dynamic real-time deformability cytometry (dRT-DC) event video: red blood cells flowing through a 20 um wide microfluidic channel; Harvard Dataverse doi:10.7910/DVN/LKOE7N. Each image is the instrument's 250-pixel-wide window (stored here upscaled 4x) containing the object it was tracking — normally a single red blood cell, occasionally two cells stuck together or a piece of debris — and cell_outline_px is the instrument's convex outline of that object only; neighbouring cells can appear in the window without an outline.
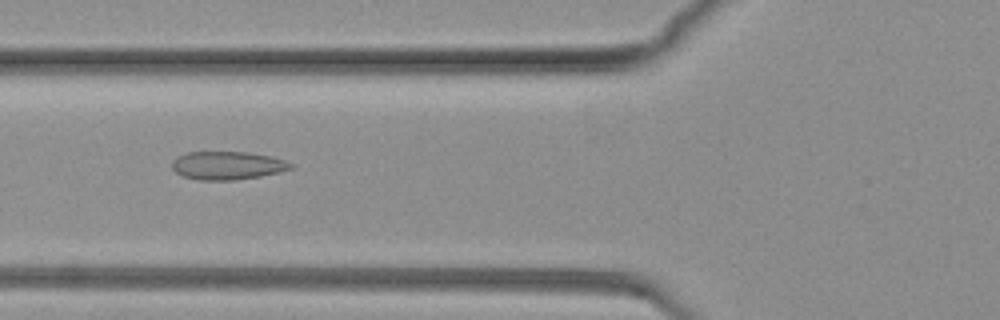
{"species": "common noctule bat (a hibernating species)", "species_latin": "Nyctalus noctula", "temperature_condition": "warm", "stored_images_in_passage": 74, "camera_frame_rate_fps": 3000, "um_per_image_px": 0.085, "animal": {"sex": "female", "body_mass_g": 19.3, "forearm_length_mm": 54.1}, "frame": {"image": 1, "passage_image": 28, "time_ms": 9.0, "image_size_px": [1000, 320], "cell_outline_px": [[292, 168], [280, 172], [260, 176], [236, 180], [200, 180], [184, 176], [176, 172], [172, 168], [172, 160], [176, 156], [188, 152], [244, 152], [272, 156], [284, 160], [292, 164]], "centroid_in_image_um": [19.31, 14.06], "position_along_channel_um": 106.5, "area_um2": 19.48}}
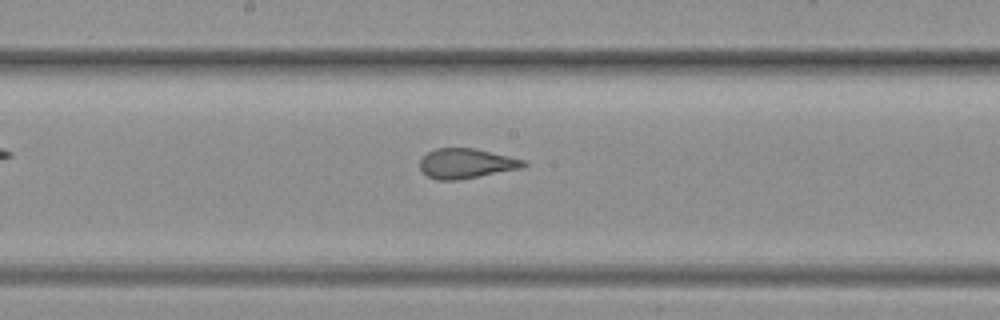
{"frame": {"image": 2, "passage_image": 40, "time_ms": 13.0, "image_size_px": [1000, 320], "cell_outline_px": [[528, 164], [524, 168], [456, 180], [436, 180], [428, 176], [420, 168], [420, 160], [428, 152], [436, 148], [472, 148], [508, 156], [524, 160]], "centroid_in_image_um": [39.63, 13.9], "position_along_channel_um": 208.6, "area_um2": 17.86}}
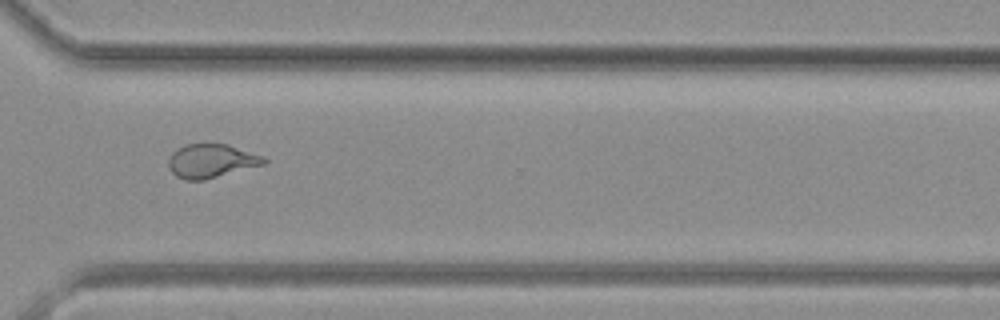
{"frame": {"image": 3, "passage_image": 57, "time_ms": 18.667, "image_size_px": [1000, 320], "cell_outline_px": [[268, 164], [204, 180], [184, 180], [176, 176], [168, 168], [168, 160], [172, 152], [176, 148], [184, 144], [228, 144], [264, 156], [268, 160]], "centroid_in_image_um": [17.98, 13.68], "position_along_channel_um": 352.6, "area_um2": 19.13}}